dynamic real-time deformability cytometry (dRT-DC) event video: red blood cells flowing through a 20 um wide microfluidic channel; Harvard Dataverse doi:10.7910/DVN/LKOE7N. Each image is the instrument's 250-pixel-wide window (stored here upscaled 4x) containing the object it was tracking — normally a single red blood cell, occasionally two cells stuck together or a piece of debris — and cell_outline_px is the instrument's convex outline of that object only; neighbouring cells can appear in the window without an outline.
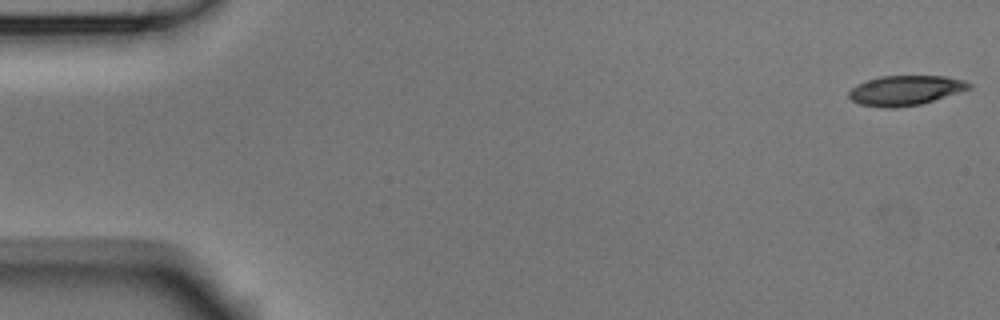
{"species": "Egyptian fruit bat (a non-hibernating species)", "species_latin": "Rousettus aegyptiacus", "temperature_condition": "room temperature", "stored_images_in_passage": 53, "camera_frame_rate_fps": 3000, "um_per_image_px": 0.085, "animal": {"sex": "male"}, "frame": {"image": 1, "passage_image": 1, "time_ms": 0.0, "image_size_px": [1000, 320], "cell_outline_px": [[972, 88], [920, 104], [896, 108], [888, 108], [860, 104], [852, 100], [848, 96], [848, 92], [856, 84], [880, 76], [948, 76], [964, 80], [972, 84]], "centroid_in_image_um": [76.96, 7.67], "position_along_channel_um": 8.0, "area_um2": 20.81}}
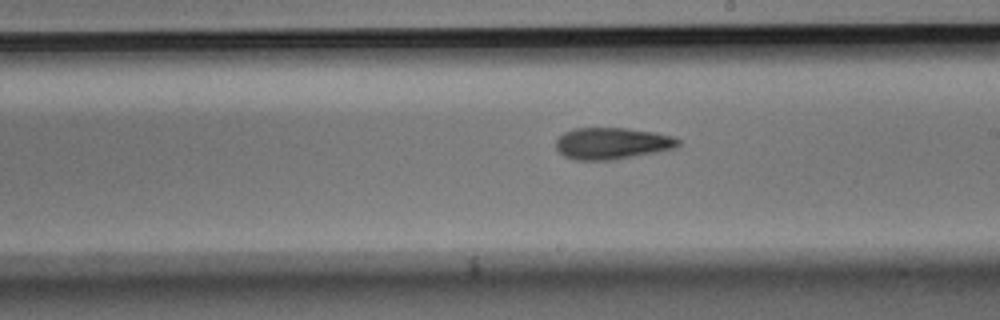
{"frame": {"image": 2, "passage_image": 30, "time_ms": 9.667, "image_size_px": [1000, 320], "cell_outline_px": [[680, 144], [676, 148], [656, 152], [612, 160], [576, 160], [564, 156], [556, 148], [556, 140], [564, 132], [576, 128], [628, 128], [656, 132], [672, 136], [680, 140]], "centroid_in_image_um": [52.04, 12.18], "position_along_channel_um": 237.0, "area_um2": 22.6}}
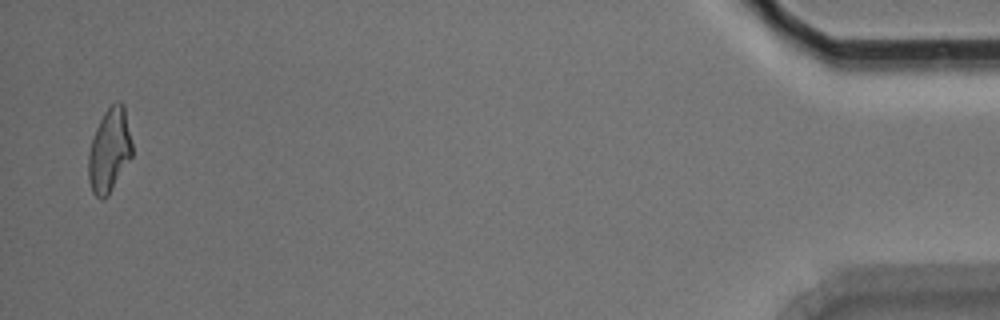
{"frame": {"image": 3, "passage_image": 52, "time_ms": 17.0, "image_size_px": [1000, 320], "cell_outline_px": [[132, 156], [108, 196], [104, 200], [100, 200], [92, 192], [88, 180], [88, 152], [92, 136], [104, 112], [116, 100], [120, 100], [124, 104], [132, 144]], "centroid_in_image_um": [9.28, 12.79], "position_along_channel_um": 425.9, "area_um2": 21.62}, "authors_computed_cell_mechanics": {"area_um2": 21.9062, "velocity_mm_per_s": 3.7646, "shape_relaxation_time_tau1_ms": 4.7456, "shape_relaxation_time_tau2_ms": 5.3261, "deformation_change_tau1": 0.1709, "deformation_change_tau2": 0.1583}}